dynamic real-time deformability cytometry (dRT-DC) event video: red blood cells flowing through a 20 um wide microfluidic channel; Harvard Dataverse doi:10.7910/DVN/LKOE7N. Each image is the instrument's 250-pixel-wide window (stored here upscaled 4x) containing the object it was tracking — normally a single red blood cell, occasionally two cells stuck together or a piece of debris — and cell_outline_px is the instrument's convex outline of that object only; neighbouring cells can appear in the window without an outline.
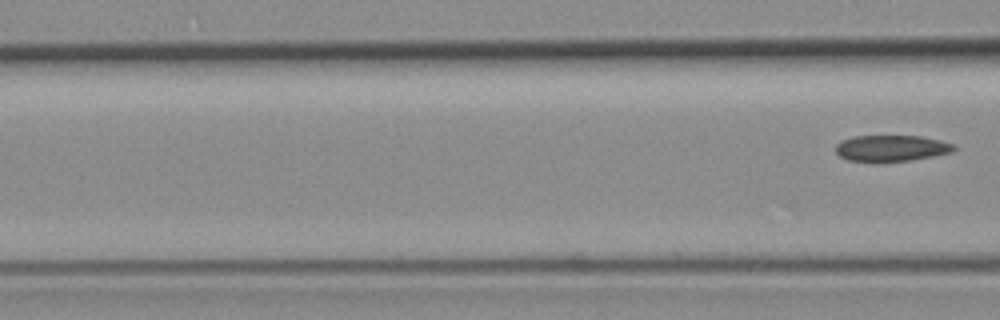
{"species": "common noctule bat (a hibernating species)", "species_latin": "Nyctalus noctula", "temperature_condition": "room temperature", "stored_images_in_passage": 4, "segment_of_instrument_passage": [2, 2], "camera_frame_rate_fps": 3000, "um_per_image_px": 0.085, "animal": {"sex": "female", "body_mass_g": 19.3, "forearm_length_mm": 54.1}, "frame": {"image": 1, "passage_image": 4, "time_ms": 1.0, "image_size_px": [1000, 320], "cell_outline_px": [[956, 148], [952, 152], [932, 156], [908, 160], [848, 160], [840, 156], [836, 152], [836, 144], [840, 140], [856, 136], [920, 136], [940, 140], [952, 144]], "centroid_in_image_um": [75.76, 12.57], "position_along_channel_um": 90.8, "area_um2": 17.51}}